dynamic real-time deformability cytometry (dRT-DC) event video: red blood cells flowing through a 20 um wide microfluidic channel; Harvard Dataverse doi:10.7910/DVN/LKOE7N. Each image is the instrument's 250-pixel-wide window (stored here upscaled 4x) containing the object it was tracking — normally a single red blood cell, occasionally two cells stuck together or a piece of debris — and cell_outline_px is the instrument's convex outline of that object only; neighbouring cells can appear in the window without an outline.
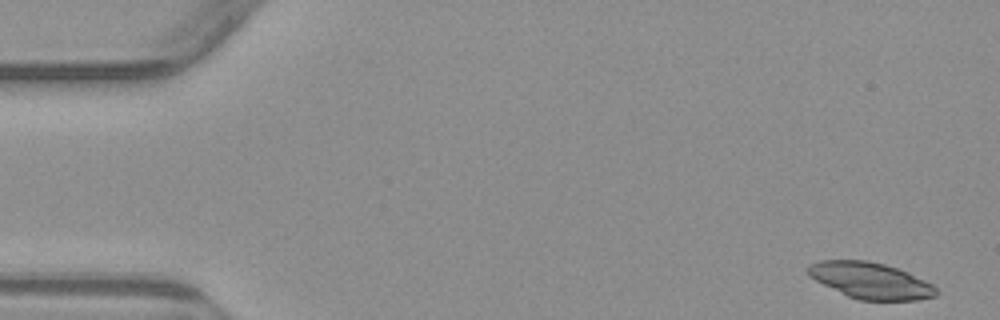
{"species": "common noctule bat (a hibernating species)", "species_latin": "Nyctalus noctula", "temperature_condition": "warm", "stored_images_in_passage": 4, "camera_frame_rate_fps": 3000, "um_per_image_px": 0.085, "animal": {"sex": "male", "body_mass_g": 23.1, "forearm_length_mm": 52.7}, "frame": {"image": 1, "passage_image": 1, "time_ms": 0.0, "image_size_px": [1000, 320], "cell_outline_px": [[940, 292], [936, 296], [916, 300], [860, 300], [848, 296], [808, 276], [808, 264], [820, 260], [868, 260], [884, 264], [908, 272], [932, 284]], "centroid_in_image_um": [74.01, 23.84], "position_along_channel_um": 11.0, "area_um2": 26.93}}